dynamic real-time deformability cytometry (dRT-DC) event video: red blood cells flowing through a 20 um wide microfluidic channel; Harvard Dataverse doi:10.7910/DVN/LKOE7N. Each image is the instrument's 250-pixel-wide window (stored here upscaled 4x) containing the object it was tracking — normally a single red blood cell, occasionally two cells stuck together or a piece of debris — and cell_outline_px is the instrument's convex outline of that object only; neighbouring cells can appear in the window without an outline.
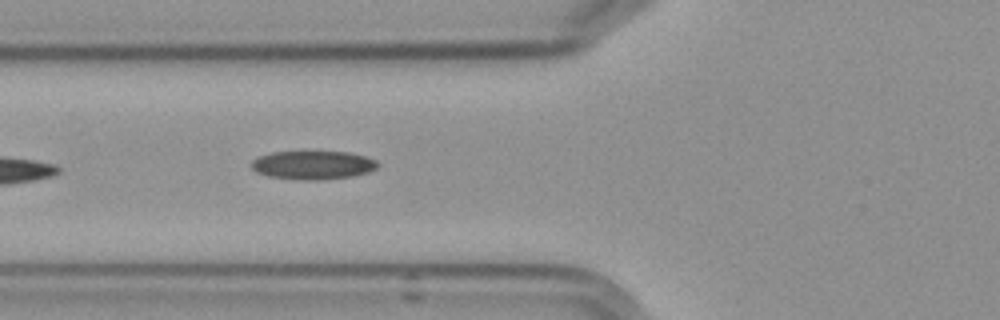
{"species": "Egyptian fruit bat (a non-hibernating species)", "species_latin": "Rousettus aegyptiacus", "temperature_condition": "cold", "stored_images_in_passage": 3, "camera_frame_rate_fps": 3000, "um_per_image_px": 0.085, "frame": {"image": 1, "passage_image": 3, "time_ms": 2.333, "image_size_px": [1000, 320], "cell_outline_px": [[380, 164], [376, 168], [368, 172], [352, 176], [316, 180], [304, 180], [268, 176], [256, 172], [252, 168], [252, 160], [260, 156], [272, 152], [348, 152], [364, 156], [376, 160]], "centroid_in_image_um": [26.6, 14.03], "position_along_channel_um": 99.2, "area_um2": 20.81}}